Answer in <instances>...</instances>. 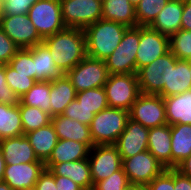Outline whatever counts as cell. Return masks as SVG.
<instances>
[{
  "instance_id": "obj_1",
  "label": "cell",
  "mask_w": 191,
  "mask_h": 190,
  "mask_svg": "<svg viewBox=\"0 0 191 190\" xmlns=\"http://www.w3.org/2000/svg\"><path fill=\"white\" fill-rule=\"evenodd\" d=\"M55 65L66 74L87 56L84 30L66 27L43 39Z\"/></svg>"
},
{
  "instance_id": "obj_2",
  "label": "cell",
  "mask_w": 191,
  "mask_h": 190,
  "mask_svg": "<svg viewBox=\"0 0 191 190\" xmlns=\"http://www.w3.org/2000/svg\"><path fill=\"white\" fill-rule=\"evenodd\" d=\"M128 26L100 19L84 28L87 56L105 60L120 44Z\"/></svg>"
},
{
  "instance_id": "obj_3",
  "label": "cell",
  "mask_w": 191,
  "mask_h": 190,
  "mask_svg": "<svg viewBox=\"0 0 191 190\" xmlns=\"http://www.w3.org/2000/svg\"><path fill=\"white\" fill-rule=\"evenodd\" d=\"M129 112L107 107L94 115L90 134L94 145L115 144L129 120Z\"/></svg>"
},
{
  "instance_id": "obj_4",
  "label": "cell",
  "mask_w": 191,
  "mask_h": 190,
  "mask_svg": "<svg viewBox=\"0 0 191 190\" xmlns=\"http://www.w3.org/2000/svg\"><path fill=\"white\" fill-rule=\"evenodd\" d=\"M140 26L128 27L114 52L104 61L109 74H136Z\"/></svg>"
},
{
  "instance_id": "obj_5",
  "label": "cell",
  "mask_w": 191,
  "mask_h": 190,
  "mask_svg": "<svg viewBox=\"0 0 191 190\" xmlns=\"http://www.w3.org/2000/svg\"><path fill=\"white\" fill-rule=\"evenodd\" d=\"M177 57L169 51L137 71L139 90L142 94L161 95L163 87L169 86L171 65H175Z\"/></svg>"
},
{
  "instance_id": "obj_6",
  "label": "cell",
  "mask_w": 191,
  "mask_h": 190,
  "mask_svg": "<svg viewBox=\"0 0 191 190\" xmlns=\"http://www.w3.org/2000/svg\"><path fill=\"white\" fill-rule=\"evenodd\" d=\"M104 89L109 107L128 112L141 94L137 74H109Z\"/></svg>"
},
{
  "instance_id": "obj_7",
  "label": "cell",
  "mask_w": 191,
  "mask_h": 190,
  "mask_svg": "<svg viewBox=\"0 0 191 190\" xmlns=\"http://www.w3.org/2000/svg\"><path fill=\"white\" fill-rule=\"evenodd\" d=\"M28 17L44 39L66 28L60 0H39L28 11Z\"/></svg>"
},
{
  "instance_id": "obj_8",
  "label": "cell",
  "mask_w": 191,
  "mask_h": 190,
  "mask_svg": "<svg viewBox=\"0 0 191 190\" xmlns=\"http://www.w3.org/2000/svg\"><path fill=\"white\" fill-rule=\"evenodd\" d=\"M76 92L91 88L104 87L109 73L104 60L86 56L66 73Z\"/></svg>"
},
{
  "instance_id": "obj_9",
  "label": "cell",
  "mask_w": 191,
  "mask_h": 190,
  "mask_svg": "<svg viewBox=\"0 0 191 190\" xmlns=\"http://www.w3.org/2000/svg\"><path fill=\"white\" fill-rule=\"evenodd\" d=\"M66 27L84 29L102 19V2L98 0H60Z\"/></svg>"
},
{
  "instance_id": "obj_10",
  "label": "cell",
  "mask_w": 191,
  "mask_h": 190,
  "mask_svg": "<svg viewBox=\"0 0 191 190\" xmlns=\"http://www.w3.org/2000/svg\"><path fill=\"white\" fill-rule=\"evenodd\" d=\"M129 118L148 129L167 124L163 97L141 93L129 111Z\"/></svg>"
},
{
  "instance_id": "obj_11",
  "label": "cell",
  "mask_w": 191,
  "mask_h": 190,
  "mask_svg": "<svg viewBox=\"0 0 191 190\" xmlns=\"http://www.w3.org/2000/svg\"><path fill=\"white\" fill-rule=\"evenodd\" d=\"M93 186L122 168V159L114 144L94 145L88 155Z\"/></svg>"
},
{
  "instance_id": "obj_12",
  "label": "cell",
  "mask_w": 191,
  "mask_h": 190,
  "mask_svg": "<svg viewBox=\"0 0 191 190\" xmlns=\"http://www.w3.org/2000/svg\"><path fill=\"white\" fill-rule=\"evenodd\" d=\"M122 168L130 184L148 185L166 168L148 151L122 159Z\"/></svg>"
},
{
  "instance_id": "obj_13",
  "label": "cell",
  "mask_w": 191,
  "mask_h": 190,
  "mask_svg": "<svg viewBox=\"0 0 191 190\" xmlns=\"http://www.w3.org/2000/svg\"><path fill=\"white\" fill-rule=\"evenodd\" d=\"M170 51V38L149 26H140V41L136 54L137 71Z\"/></svg>"
},
{
  "instance_id": "obj_14",
  "label": "cell",
  "mask_w": 191,
  "mask_h": 190,
  "mask_svg": "<svg viewBox=\"0 0 191 190\" xmlns=\"http://www.w3.org/2000/svg\"><path fill=\"white\" fill-rule=\"evenodd\" d=\"M0 27L20 49L43 43V39L39 36L28 14L3 15Z\"/></svg>"
},
{
  "instance_id": "obj_15",
  "label": "cell",
  "mask_w": 191,
  "mask_h": 190,
  "mask_svg": "<svg viewBox=\"0 0 191 190\" xmlns=\"http://www.w3.org/2000/svg\"><path fill=\"white\" fill-rule=\"evenodd\" d=\"M149 129L142 124L128 120L124 131L114 144L121 156L126 159L148 150Z\"/></svg>"
},
{
  "instance_id": "obj_16",
  "label": "cell",
  "mask_w": 191,
  "mask_h": 190,
  "mask_svg": "<svg viewBox=\"0 0 191 190\" xmlns=\"http://www.w3.org/2000/svg\"><path fill=\"white\" fill-rule=\"evenodd\" d=\"M45 170L44 163L6 165L3 182L12 190L34 188L39 175Z\"/></svg>"
},
{
  "instance_id": "obj_17",
  "label": "cell",
  "mask_w": 191,
  "mask_h": 190,
  "mask_svg": "<svg viewBox=\"0 0 191 190\" xmlns=\"http://www.w3.org/2000/svg\"><path fill=\"white\" fill-rule=\"evenodd\" d=\"M0 148L6 165L44 163L35 155L34 149L25 134L0 140Z\"/></svg>"
},
{
  "instance_id": "obj_18",
  "label": "cell",
  "mask_w": 191,
  "mask_h": 190,
  "mask_svg": "<svg viewBox=\"0 0 191 190\" xmlns=\"http://www.w3.org/2000/svg\"><path fill=\"white\" fill-rule=\"evenodd\" d=\"M171 126L149 129L148 151L167 169L172 168Z\"/></svg>"
},
{
  "instance_id": "obj_19",
  "label": "cell",
  "mask_w": 191,
  "mask_h": 190,
  "mask_svg": "<svg viewBox=\"0 0 191 190\" xmlns=\"http://www.w3.org/2000/svg\"><path fill=\"white\" fill-rule=\"evenodd\" d=\"M58 139L73 140L84 143L89 149L94 146L90 134V126L67 118L63 115L51 117Z\"/></svg>"
},
{
  "instance_id": "obj_20",
  "label": "cell",
  "mask_w": 191,
  "mask_h": 190,
  "mask_svg": "<svg viewBox=\"0 0 191 190\" xmlns=\"http://www.w3.org/2000/svg\"><path fill=\"white\" fill-rule=\"evenodd\" d=\"M90 149L73 140L59 139L50 157L44 162L45 169L50 170L55 164L88 159Z\"/></svg>"
},
{
  "instance_id": "obj_21",
  "label": "cell",
  "mask_w": 191,
  "mask_h": 190,
  "mask_svg": "<svg viewBox=\"0 0 191 190\" xmlns=\"http://www.w3.org/2000/svg\"><path fill=\"white\" fill-rule=\"evenodd\" d=\"M182 12L183 0H169L149 27L170 37L181 30Z\"/></svg>"
},
{
  "instance_id": "obj_22",
  "label": "cell",
  "mask_w": 191,
  "mask_h": 190,
  "mask_svg": "<svg viewBox=\"0 0 191 190\" xmlns=\"http://www.w3.org/2000/svg\"><path fill=\"white\" fill-rule=\"evenodd\" d=\"M49 171L54 176H62L71 179L83 190H93L94 186L88 159L55 164Z\"/></svg>"
},
{
  "instance_id": "obj_23",
  "label": "cell",
  "mask_w": 191,
  "mask_h": 190,
  "mask_svg": "<svg viewBox=\"0 0 191 190\" xmlns=\"http://www.w3.org/2000/svg\"><path fill=\"white\" fill-rule=\"evenodd\" d=\"M76 93L66 74L50 81V116L62 115L68 104L76 99Z\"/></svg>"
},
{
  "instance_id": "obj_24",
  "label": "cell",
  "mask_w": 191,
  "mask_h": 190,
  "mask_svg": "<svg viewBox=\"0 0 191 190\" xmlns=\"http://www.w3.org/2000/svg\"><path fill=\"white\" fill-rule=\"evenodd\" d=\"M163 100L168 125H191V89L178 95L163 97Z\"/></svg>"
},
{
  "instance_id": "obj_25",
  "label": "cell",
  "mask_w": 191,
  "mask_h": 190,
  "mask_svg": "<svg viewBox=\"0 0 191 190\" xmlns=\"http://www.w3.org/2000/svg\"><path fill=\"white\" fill-rule=\"evenodd\" d=\"M33 61L36 81H52L64 75L55 65L50 50L44 43L33 46Z\"/></svg>"
},
{
  "instance_id": "obj_26",
  "label": "cell",
  "mask_w": 191,
  "mask_h": 190,
  "mask_svg": "<svg viewBox=\"0 0 191 190\" xmlns=\"http://www.w3.org/2000/svg\"><path fill=\"white\" fill-rule=\"evenodd\" d=\"M102 19L137 26L136 10L129 0H103Z\"/></svg>"
},
{
  "instance_id": "obj_27",
  "label": "cell",
  "mask_w": 191,
  "mask_h": 190,
  "mask_svg": "<svg viewBox=\"0 0 191 190\" xmlns=\"http://www.w3.org/2000/svg\"><path fill=\"white\" fill-rule=\"evenodd\" d=\"M34 149L37 158L45 162L58 142V136L52 123L25 134Z\"/></svg>"
},
{
  "instance_id": "obj_28",
  "label": "cell",
  "mask_w": 191,
  "mask_h": 190,
  "mask_svg": "<svg viewBox=\"0 0 191 190\" xmlns=\"http://www.w3.org/2000/svg\"><path fill=\"white\" fill-rule=\"evenodd\" d=\"M191 89V60L177 59L171 65L169 86L163 87V97L184 93Z\"/></svg>"
},
{
  "instance_id": "obj_29",
  "label": "cell",
  "mask_w": 191,
  "mask_h": 190,
  "mask_svg": "<svg viewBox=\"0 0 191 190\" xmlns=\"http://www.w3.org/2000/svg\"><path fill=\"white\" fill-rule=\"evenodd\" d=\"M172 168L191 154V125H171Z\"/></svg>"
},
{
  "instance_id": "obj_30",
  "label": "cell",
  "mask_w": 191,
  "mask_h": 190,
  "mask_svg": "<svg viewBox=\"0 0 191 190\" xmlns=\"http://www.w3.org/2000/svg\"><path fill=\"white\" fill-rule=\"evenodd\" d=\"M23 134L19 106L0 103V140Z\"/></svg>"
},
{
  "instance_id": "obj_31",
  "label": "cell",
  "mask_w": 191,
  "mask_h": 190,
  "mask_svg": "<svg viewBox=\"0 0 191 190\" xmlns=\"http://www.w3.org/2000/svg\"><path fill=\"white\" fill-rule=\"evenodd\" d=\"M20 102L50 114V81H36L33 87L20 97Z\"/></svg>"
},
{
  "instance_id": "obj_32",
  "label": "cell",
  "mask_w": 191,
  "mask_h": 190,
  "mask_svg": "<svg viewBox=\"0 0 191 190\" xmlns=\"http://www.w3.org/2000/svg\"><path fill=\"white\" fill-rule=\"evenodd\" d=\"M18 106L24 134L51 123L50 114L40 108L24 105L21 102H19Z\"/></svg>"
},
{
  "instance_id": "obj_33",
  "label": "cell",
  "mask_w": 191,
  "mask_h": 190,
  "mask_svg": "<svg viewBox=\"0 0 191 190\" xmlns=\"http://www.w3.org/2000/svg\"><path fill=\"white\" fill-rule=\"evenodd\" d=\"M76 100L94 114L109 107L104 87L91 88L77 92Z\"/></svg>"
},
{
  "instance_id": "obj_34",
  "label": "cell",
  "mask_w": 191,
  "mask_h": 190,
  "mask_svg": "<svg viewBox=\"0 0 191 190\" xmlns=\"http://www.w3.org/2000/svg\"><path fill=\"white\" fill-rule=\"evenodd\" d=\"M169 0H141L135 7L137 26H149Z\"/></svg>"
},
{
  "instance_id": "obj_35",
  "label": "cell",
  "mask_w": 191,
  "mask_h": 190,
  "mask_svg": "<svg viewBox=\"0 0 191 190\" xmlns=\"http://www.w3.org/2000/svg\"><path fill=\"white\" fill-rule=\"evenodd\" d=\"M170 51L181 60H191V31H177L170 37Z\"/></svg>"
},
{
  "instance_id": "obj_36",
  "label": "cell",
  "mask_w": 191,
  "mask_h": 190,
  "mask_svg": "<svg viewBox=\"0 0 191 190\" xmlns=\"http://www.w3.org/2000/svg\"><path fill=\"white\" fill-rule=\"evenodd\" d=\"M5 76L7 85L19 97L28 92L36 83V80L29 77V75L18 74V72L15 71V69L12 68L9 64L5 65Z\"/></svg>"
},
{
  "instance_id": "obj_37",
  "label": "cell",
  "mask_w": 191,
  "mask_h": 190,
  "mask_svg": "<svg viewBox=\"0 0 191 190\" xmlns=\"http://www.w3.org/2000/svg\"><path fill=\"white\" fill-rule=\"evenodd\" d=\"M18 74L29 75L35 79L33 47L19 49L8 63Z\"/></svg>"
},
{
  "instance_id": "obj_38",
  "label": "cell",
  "mask_w": 191,
  "mask_h": 190,
  "mask_svg": "<svg viewBox=\"0 0 191 190\" xmlns=\"http://www.w3.org/2000/svg\"><path fill=\"white\" fill-rule=\"evenodd\" d=\"M129 184L128 177L121 168L110 177L97 182L93 190H124Z\"/></svg>"
},
{
  "instance_id": "obj_39",
  "label": "cell",
  "mask_w": 191,
  "mask_h": 190,
  "mask_svg": "<svg viewBox=\"0 0 191 190\" xmlns=\"http://www.w3.org/2000/svg\"><path fill=\"white\" fill-rule=\"evenodd\" d=\"M62 115L90 126L95 114L92 111L86 109L75 99L68 104Z\"/></svg>"
},
{
  "instance_id": "obj_40",
  "label": "cell",
  "mask_w": 191,
  "mask_h": 190,
  "mask_svg": "<svg viewBox=\"0 0 191 190\" xmlns=\"http://www.w3.org/2000/svg\"><path fill=\"white\" fill-rule=\"evenodd\" d=\"M39 0H2L3 15L28 14L29 9Z\"/></svg>"
},
{
  "instance_id": "obj_41",
  "label": "cell",
  "mask_w": 191,
  "mask_h": 190,
  "mask_svg": "<svg viewBox=\"0 0 191 190\" xmlns=\"http://www.w3.org/2000/svg\"><path fill=\"white\" fill-rule=\"evenodd\" d=\"M19 102L20 97L6 83L5 65H0V103L16 106Z\"/></svg>"
},
{
  "instance_id": "obj_42",
  "label": "cell",
  "mask_w": 191,
  "mask_h": 190,
  "mask_svg": "<svg viewBox=\"0 0 191 190\" xmlns=\"http://www.w3.org/2000/svg\"><path fill=\"white\" fill-rule=\"evenodd\" d=\"M148 190H175L174 189V168L165 169L156 176L148 185Z\"/></svg>"
},
{
  "instance_id": "obj_43",
  "label": "cell",
  "mask_w": 191,
  "mask_h": 190,
  "mask_svg": "<svg viewBox=\"0 0 191 190\" xmlns=\"http://www.w3.org/2000/svg\"><path fill=\"white\" fill-rule=\"evenodd\" d=\"M19 49L0 27V65L8 64Z\"/></svg>"
},
{
  "instance_id": "obj_44",
  "label": "cell",
  "mask_w": 191,
  "mask_h": 190,
  "mask_svg": "<svg viewBox=\"0 0 191 190\" xmlns=\"http://www.w3.org/2000/svg\"><path fill=\"white\" fill-rule=\"evenodd\" d=\"M54 175L47 169H45L38 178L35 184L36 190H58L56 188Z\"/></svg>"
},
{
  "instance_id": "obj_45",
  "label": "cell",
  "mask_w": 191,
  "mask_h": 190,
  "mask_svg": "<svg viewBox=\"0 0 191 190\" xmlns=\"http://www.w3.org/2000/svg\"><path fill=\"white\" fill-rule=\"evenodd\" d=\"M174 189L191 190V178L184 176L174 168Z\"/></svg>"
},
{
  "instance_id": "obj_46",
  "label": "cell",
  "mask_w": 191,
  "mask_h": 190,
  "mask_svg": "<svg viewBox=\"0 0 191 190\" xmlns=\"http://www.w3.org/2000/svg\"><path fill=\"white\" fill-rule=\"evenodd\" d=\"M181 29L191 31V0H183Z\"/></svg>"
},
{
  "instance_id": "obj_47",
  "label": "cell",
  "mask_w": 191,
  "mask_h": 190,
  "mask_svg": "<svg viewBox=\"0 0 191 190\" xmlns=\"http://www.w3.org/2000/svg\"><path fill=\"white\" fill-rule=\"evenodd\" d=\"M54 179L58 190H83L77 183L67 177L54 176Z\"/></svg>"
},
{
  "instance_id": "obj_48",
  "label": "cell",
  "mask_w": 191,
  "mask_h": 190,
  "mask_svg": "<svg viewBox=\"0 0 191 190\" xmlns=\"http://www.w3.org/2000/svg\"><path fill=\"white\" fill-rule=\"evenodd\" d=\"M181 174L191 178V154L175 167Z\"/></svg>"
},
{
  "instance_id": "obj_49",
  "label": "cell",
  "mask_w": 191,
  "mask_h": 190,
  "mask_svg": "<svg viewBox=\"0 0 191 190\" xmlns=\"http://www.w3.org/2000/svg\"><path fill=\"white\" fill-rule=\"evenodd\" d=\"M6 162L3 156L2 149L0 148V182L3 181Z\"/></svg>"
},
{
  "instance_id": "obj_50",
  "label": "cell",
  "mask_w": 191,
  "mask_h": 190,
  "mask_svg": "<svg viewBox=\"0 0 191 190\" xmlns=\"http://www.w3.org/2000/svg\"><path fill=\"white\" fill-rule=\"evenodd\" d=\"M124 190H148L147 185L129 184Z\"/></svg>"
},
{
  "instance_id": "obj_51",
  "label": "cell",
  "mask_w": 191,
  "mask_h": 190,
  "mask_svg": "<svg viewBox=\"0 0 191 190\" xmlns=\"http://www.w3.org/2000/svg\"><path fill=\"white\" fill-rule=\"evenodd\" d=\"M0 190H12L6 182H0Z\"/></svg>"
},
{
  "instance_id": "obj_52",
  "label": "cell",
  "mask_w": 191,
  "mask_h": 190,
  "mask_svg": "<svg viewBox=\"0 0 191 190\" xmlns=\"http://www.w3.org/2000/svg\"><path fill=\"white\" fill-rule=\"evenodd\" d=\"M129 1L131 2V4H132L134 7H136L141 0H129Z\"/></svg>"
},
{
  "instance_id": "obj_53",
  "label": "cell",
  "mask_w": 191,
  "mask_h": 190,
  "mask_svg": "<svg viewBox=\"0 0 191 190\" xmlns=\"http://www.w3.org/2000/svg\"><path fill=\"white\" fill-rule=\"evenodd\" d=\"M2 16H3V14H2V0H0V20H1Z\"/></svg>"
},
{
  "instance_id": "obj_54",
  "label": "cell",
  "mask_w": 191,
  "mask_h": 190,
  "mask_svg": "<svg viewBox=\"0 0 191 190\" xmlns=\"http://www.w3.org/2000/svg\"><path fill=\"white\" fill-rule=\"evenodd\" d=\"M24 190H36L35 188H30V189H24Z\"/></svg>"
}]
</instances>
